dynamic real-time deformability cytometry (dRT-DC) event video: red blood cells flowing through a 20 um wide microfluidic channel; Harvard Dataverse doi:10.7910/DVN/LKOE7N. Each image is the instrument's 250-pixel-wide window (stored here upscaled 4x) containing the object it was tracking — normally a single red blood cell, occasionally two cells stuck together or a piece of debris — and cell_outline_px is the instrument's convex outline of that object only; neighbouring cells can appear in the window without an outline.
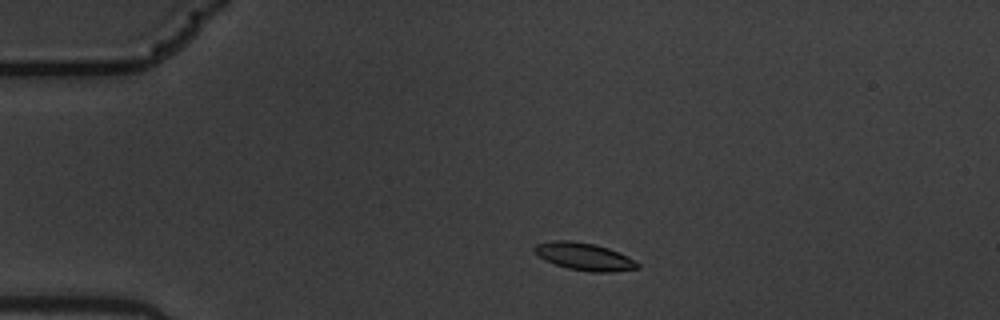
{"species": "common noctule bat (a hibernating species)", "species_latin": "Nyctalus noctula", "temperature_condition": "warm", "stored_images_in_passage": 51, "camera_frame_rate_fps": 3000, "um_per_image_px": 0.085, "animal": {"sex": "male", "body_mass_g": 19.5, "forearm_length_mm": 54.6}, "frame": {"image": 1, "passage_image": 6, "time_ms": 1.667, "image_size_px": [1000, 320], "cell_outline_px": [[640, 268], [612, 272], [592, 272], [568, 268], [544, 260], [532, 248], [536, 244], [552, 240], [572, 240], [596, 244], [608, 248], [636, 260], [640, 264]], "centroid_in_image_um": [49.68, 21.8], "position_along_channel_um": 35.3, "area_um2": 16.53}}
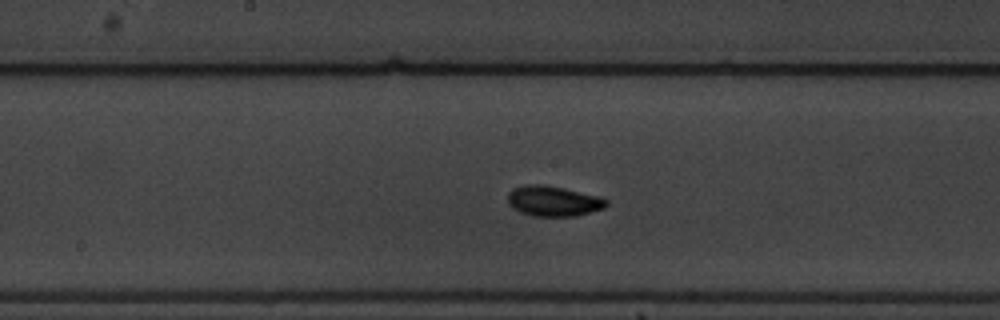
{"frame": {"image": 2, "passage_image": 24, "time_ms": 7.667, "image_size_px": [1000, 320], "cell_outline_px": [[608, 204], [604, 208], [576, 216], [532, 216], [520, 212], [512, 208], [508, 204], [508, 192], [512, 188], [528, 184], [544, 184], [564, 188], [600, 196], [608, 200]], "centroid_in_image_um": [47.02, 17.08], "position_along_channel_um": 201.2, "area_um2": 17.63}}
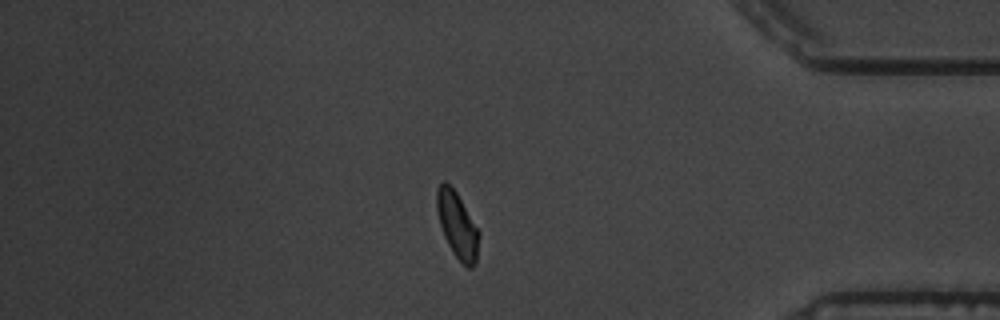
{"frame": {"image": 3, "passage_image": 43, "time_ms": 14.0, "image_size_px": [1000, 320], "cell_outline_px": [[480, 236], [476, 264], [472, 268], [468, 268], [452, 252], [444, 236], [440, 224], [436, 208], [436, 188], [444, 180], [456, 192], [480, 232]], "centroid_in_image_um": [38.88, 19.15], "position_along_channel_um": 396.3, "area_um2": 16.18}, "authors_computed_cell_mechanics": {"area_um2": 16.2996, "velocity_mm_per_s": 3.5161, "shape_relaxation_time_tau1_ms": 2.1267, "shape_relaxation_time_tau2_ms": 7.9143, "deformation_change_tau1": 0.1077, "deformation_change_tau2": 0.1151}}